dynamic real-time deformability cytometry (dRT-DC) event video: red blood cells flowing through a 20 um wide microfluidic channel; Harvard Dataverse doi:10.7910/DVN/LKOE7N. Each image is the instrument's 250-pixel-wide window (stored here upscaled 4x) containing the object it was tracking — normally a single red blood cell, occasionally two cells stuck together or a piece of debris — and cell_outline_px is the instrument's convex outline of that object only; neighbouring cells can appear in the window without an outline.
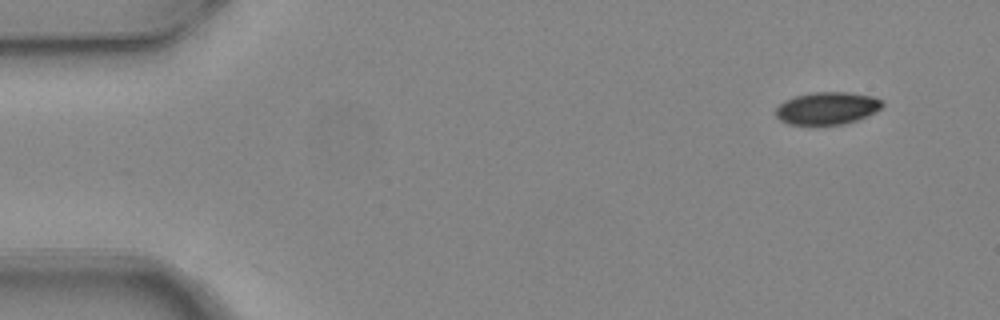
{"species": "common noctule bat (a hibernating species)", "species_latin": "Nyctalus noctula", "temperature_condition": "warm", "stored_images_in_passage": 4, "camera_frame_rate_fps": 3000, "um_per_image_px": 0.085, "animal": {"sex": "female", "body_mass_g": 24.6, "forearm_length_mm": 56.2}, "frame": {"image": 1, "passage_image": 1, "time_ms": 0.0, "image_size_px": [1000, 320], "cell_outline_px": [[884, 104], [876, 112], [856, 120], [844, 124], [788, 124], [780, 120], [776, 116], [776, 108], [784, 100], [796, 96], [812, 92], [848, 92], [872, 96], [884, 100]], "centroid_in_image_um": [70.32, 9.19], "position_along_channel_um": 14.7, "area_um2": 20.11}}
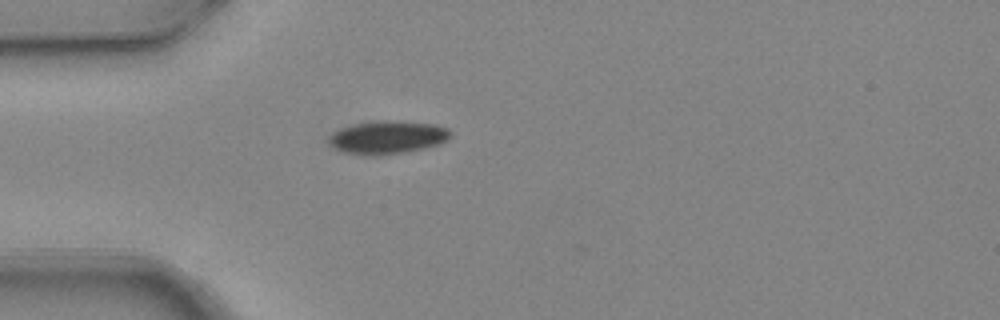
{"frame": {"image": 2, "passage_image": 4, "time_ms": 1.0, "image_size_px": [1000, 320], "cell_outline_px": [[452, 136], [448, 140], [440, 144], [408, 152], [380, 156], [372, 156], [344, 152], [332, 148], [328, 144], [328, 136], [332, 132], [340, 128], [356, 124], [384, 120], [396, 120], [436, 124], [448, 128], [452, 132]], "centroid_in_image_um": [32.95, 11.68], "position_along_channel_um": 52.0, "area_um2": 23.99}}